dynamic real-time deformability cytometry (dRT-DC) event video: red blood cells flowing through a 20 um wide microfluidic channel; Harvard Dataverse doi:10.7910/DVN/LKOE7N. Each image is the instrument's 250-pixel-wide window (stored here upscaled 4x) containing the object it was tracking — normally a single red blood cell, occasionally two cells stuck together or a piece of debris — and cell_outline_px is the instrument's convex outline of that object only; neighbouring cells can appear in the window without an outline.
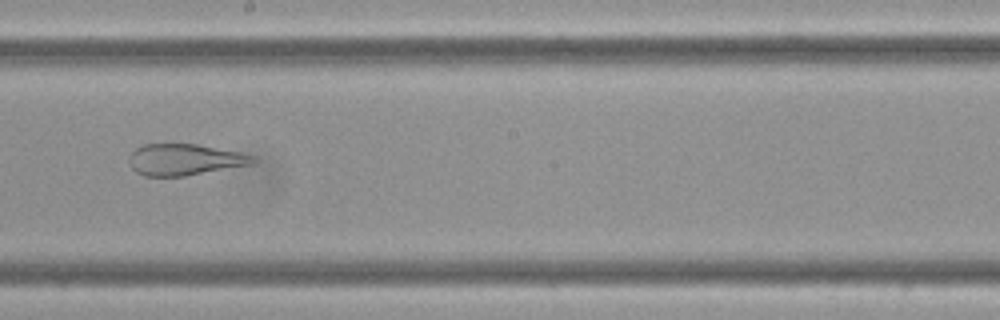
{"species": "Egyptian fruit bat (a non-hibernating species)", "species_latin": "Rousettus aegyptiacus", "temperature_condition": "cold", "stored_images_in_passage": 18, "camera_frame_rate_fps": 3000, "um_per_image_px": 0.085, "frame": {"image": 1, "passage_image": 11, "time_ms": 3.333, "image_size_px": [1000, 320], "cell_outline_px": [[256, 164], [184, 176], [144, 176], [136, 172], [132, 168], [128, 160], [128, 156], [136, 148], [144, 144], [196, 144], [240, 152], [252, 156], [256, 160]], "centroid_in_image_um": [15.69, 13.57], "position_along_channel_um": 232.5, "area_um2": 22.72}}
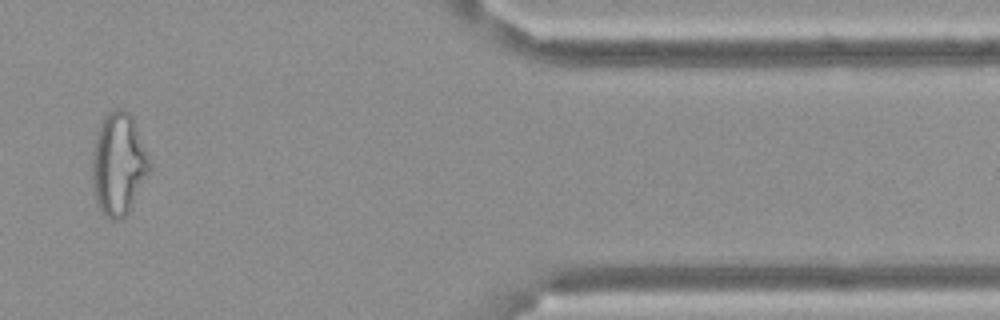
{"frame": {"image": 2, "passage_image": 16, "time_ms": 5.0, "image_size_px": [1000, 320], "cell_outline_px": [[152, 164], [128, 212], [120, 220], [112, 220], [100, 208], [96, 200], [92, 184], [92, 152], [96, 132], [104, 116], [112, 108], [120, 108], [128, 112], [132, 116]], "centroid_in_image_um": [10.05, 13.89], "position_along_channel_um": 401.3, "area_um2": 33.93}}